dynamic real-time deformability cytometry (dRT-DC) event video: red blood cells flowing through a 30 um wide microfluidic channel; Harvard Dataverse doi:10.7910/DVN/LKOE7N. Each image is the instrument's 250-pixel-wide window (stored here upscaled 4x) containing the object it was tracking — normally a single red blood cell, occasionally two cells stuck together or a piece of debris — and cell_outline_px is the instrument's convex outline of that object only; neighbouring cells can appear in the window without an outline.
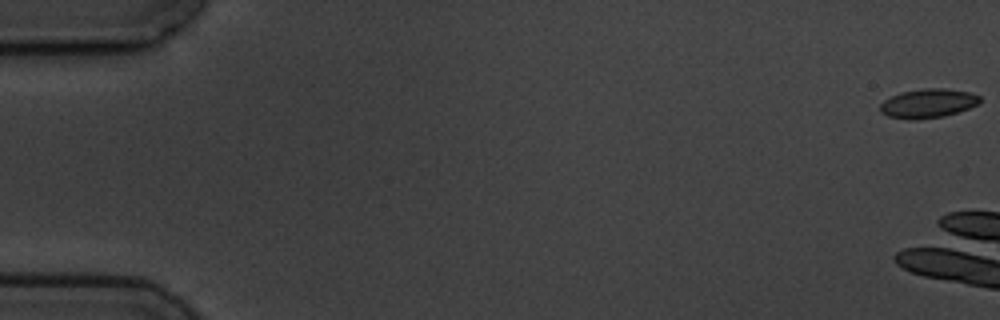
{"species": "common noctule bat (a hibernating species)", "species_latin": "Nyctalus noctula", "temperature_condition": "cold", "stored_images_in_passage": 6, "camera_frame_rate_fps": 3000, "um_per_image_px": 0.085, "animal": {"sex": "male", "body_mass_g": 19.5, "forearm_length_mm": 54.6}, "frame": {"image": 1, "passage_image": 1, "time_ms": 0.0, "image_size_px": [1000, 320], "cell_outline_px": [[980, 104], [944, 116], [916, 120], [912, 120], [888, 116], [880, 112], [880, 104], [884, 100], [900, 92], [924, 88], [944, 88], [968, 92], [980, 96]], "centroid_in_image_um": [78.86, 8.78], "position_along_channel_um": 6.1, "area_um2": 16.88}}